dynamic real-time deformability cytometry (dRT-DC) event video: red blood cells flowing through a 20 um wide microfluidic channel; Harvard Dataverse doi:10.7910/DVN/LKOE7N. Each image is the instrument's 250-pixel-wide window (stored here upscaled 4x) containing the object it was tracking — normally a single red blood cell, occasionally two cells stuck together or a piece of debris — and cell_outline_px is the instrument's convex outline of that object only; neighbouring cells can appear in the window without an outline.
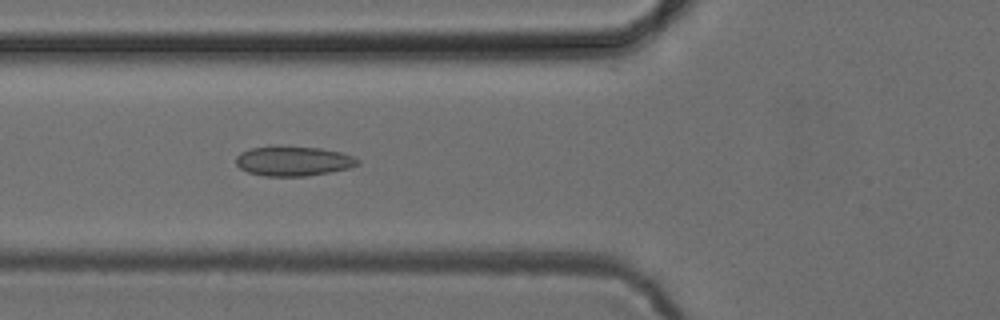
{"species": "common noctule bat (a hibernating species)", "species_latin": "Nyctalus noctula", "temperature_condition": "cold", "stored_images_in_passage": 48, "camera_frame_rate_fps": 3000, "um_per_image_px": 0.085, "animal": {"sex": "female", "body_mass_g": 24.6, "forearm_length_mm": 56.2}, "frame": {"image": 1, "passage_image": 15, "time_ms": 4.667, "image_size_px": [1000, 320], "cell_outline_px": [[360, 164], [348, 168], [308, 176], [264, 176], [248, 172], [240, 168], [236, 164], [236, 156], [240, 152], [252, 148], [268, 144], [280, 144], [320, 148], [340, 152], [352, 156], [360, 160]], "centroid_in_image_um": [24.88, 13.65], "position_along_channel_um": 100.9, "area_um2": 21.62}}
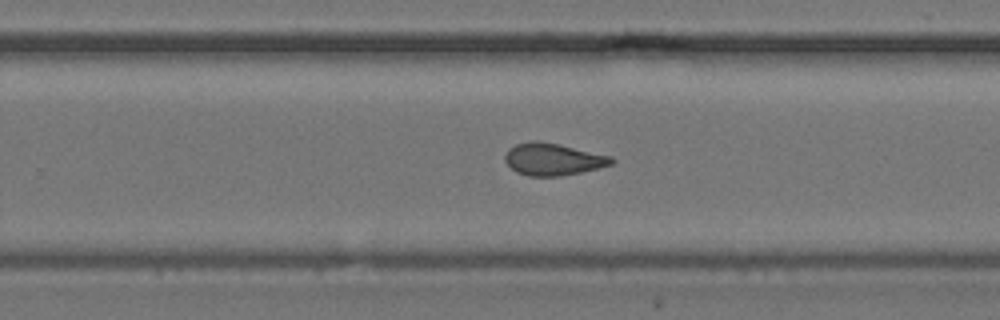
{"frame": {"image": 2, "passage_image": 29, "time_ms": 9.333, "image_size_px": [1000, 320], "cell_outline_px": [[616, 160], [612, 164], [580, 172], [560, 176], [528, 176], [516, 172], [504, 160], [504, 156], [508, 148], [516, 144], [532, 140], [536, 140], [560, 144], [612, 156]], "centroid_in_image_um": [46.99, 13.52], "position_along_channel_um": 282.8, "area_um2": 20.0}}
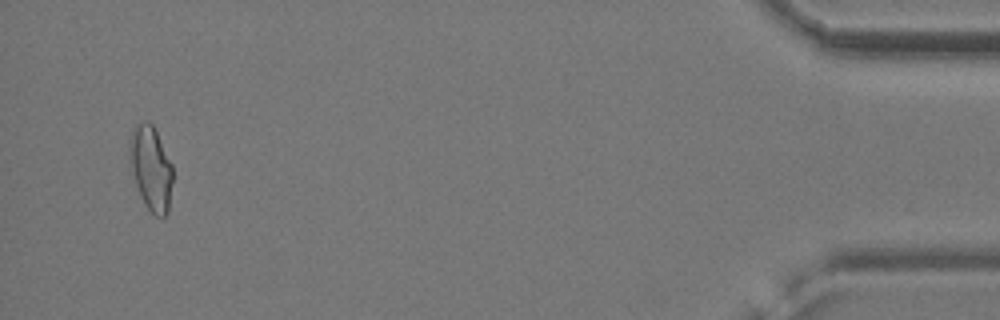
{"frame": {"image": 3, "passage_image": 46, "time_ms": 15.0, "image_size_px": [1000, 320], "cell_outline_px": [[172, 180], [168, 212], [164, 216], [156, 216], [144, 204], [128, 172], [128, 140], [136, 124], [144, 120], [148, 120], [152, 124], [172, 164]], "centroid_in_image_um": [12.76, 14.28], "position_along_channel_um": 422.4, "area_um2": 21.79}, "authors_computed_cell_mechanics": {"area_um2": 20.23, "velocity_mm_per_s": 3.8892, "shape_relaxation_time_tau1_ms": null, "shape_relaxation_time_tau2_ms": 1.6295, "deformation_change_tau1": null, "deformation_change_tau2": 0.0895}}